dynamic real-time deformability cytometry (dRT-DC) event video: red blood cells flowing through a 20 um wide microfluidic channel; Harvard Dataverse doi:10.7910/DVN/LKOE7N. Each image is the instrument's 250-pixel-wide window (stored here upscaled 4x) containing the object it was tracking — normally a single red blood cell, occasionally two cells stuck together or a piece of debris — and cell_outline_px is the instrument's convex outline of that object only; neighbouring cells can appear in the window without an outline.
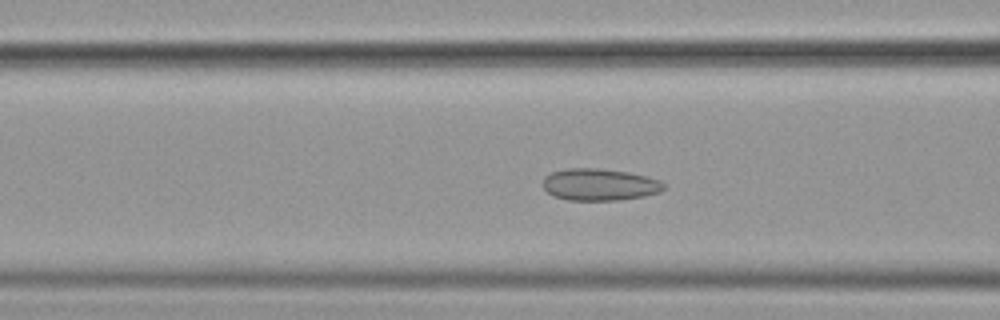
{"species": "common noctule bat (a hibernating species)", "species_latin": "Nyctalus noctula", "temperature_condition": "cold", "stored_images_in_passage": 58, "segment_of_instrument_passage": [1, 2], "camera_frame_rate_fps": 3000, "um_per_image_px": 0.085, "animal": {"sex": "female", "body_mass_g": 19.9}, "frame": {"image": 1, "passage_image": 23, "time_ms": 7.333, "image_size_px": [1000, 320], "cell_outline_px": [[664, 188], [660, 192], [644, 196], [620, 200], [568, 200], [552, 196], [544, 188], [544, 176], [552, 172], [568, 168], [596, 168], [628, 172], [660, 180], [664, 184]], "centroid_in_image_um": [50.95, 15.69], "position_along_channel_um": 115.7, "area_um2": 22.43}}
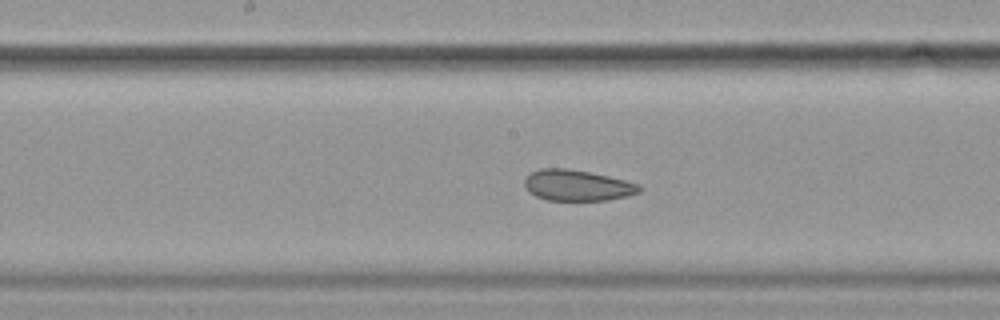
{"frame": {"image": 2, "passage_image": 30, "time_ms": 9.667, "image_size_px": [1000, 320], "cell_outline_px": [[640, 192], [628, 196], [608, 200], [548, 200], [536, 196], [524, 184], [524, 180], [532, 172], [540, 168], [568, 168], [608, 176], [640, 184]], "centroid_in_image_um": [49.09, 15.75], "position_along_channel_um": 199.1, "area_um2": 20.46}}
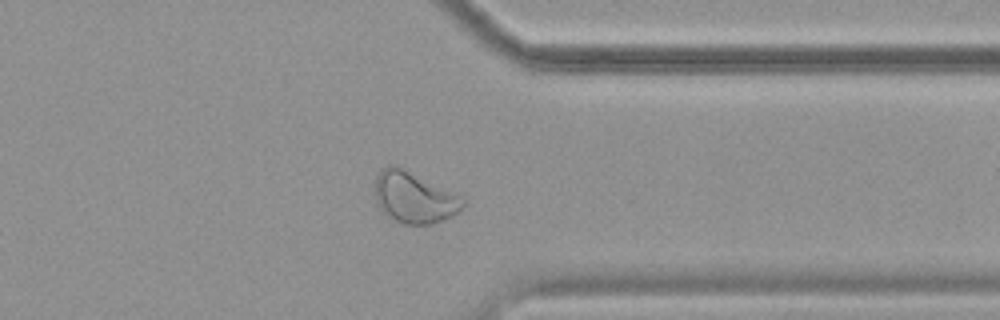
{"frame": {"image": 3, "passage_image": 45, "time_ms": 14.667, "image_size_px": [1000, 320], "cell_outline_px": [[468, 200], [452, 216], [432, 224], [400, 224], [388, 216], [376, 204], [376, 176], [388, 164], [396, 164]], "centroid_in_image_um": [35.18, 16.78], "position_along_channel_um": 376.2, "area_um2": 26.01}}